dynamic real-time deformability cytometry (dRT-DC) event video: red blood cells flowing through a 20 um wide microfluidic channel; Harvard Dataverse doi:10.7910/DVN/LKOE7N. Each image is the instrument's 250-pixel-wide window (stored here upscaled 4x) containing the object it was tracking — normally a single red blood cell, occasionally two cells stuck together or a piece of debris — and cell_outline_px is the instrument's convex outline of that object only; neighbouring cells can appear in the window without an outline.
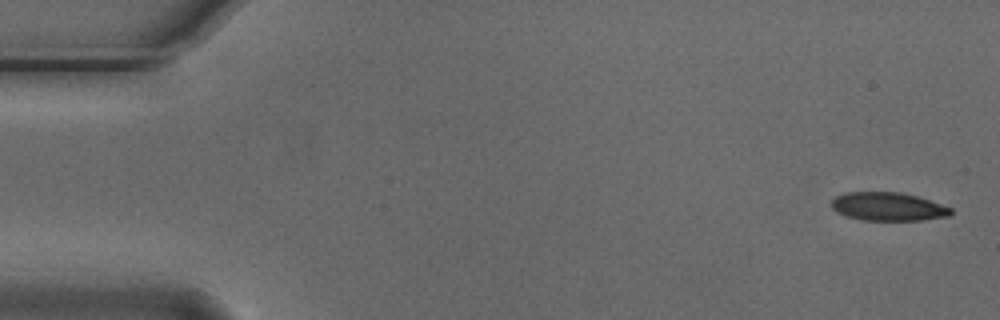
{"species": "Egyptian fruit bat (a non-hibernating species)", "species_latin": "Rousettus aegyptiacus", "temperature_condition": "cold", "stored_images_in_passage": 6, "camera_frame_rate_fps": 3000, "um_per_image_px": 0.085, "animal": {"sex": "male"}, "frame": {"image": 1, "passage_image": 1, "time_ms": 0.0, "image_size_px": [1000, 320], "cell_outline_px": [[952, 212], [948, 216], [920, 220], [860, 220], [836, 212], [832, 208], [832, 200], [836, 196], [844, 192], [900, 192], [916, 196], [952, 208]], "centroid_in_image_um": [75.45, 17.56], "position_along_channel_um": 9.6, "area_um2": 19.59}}
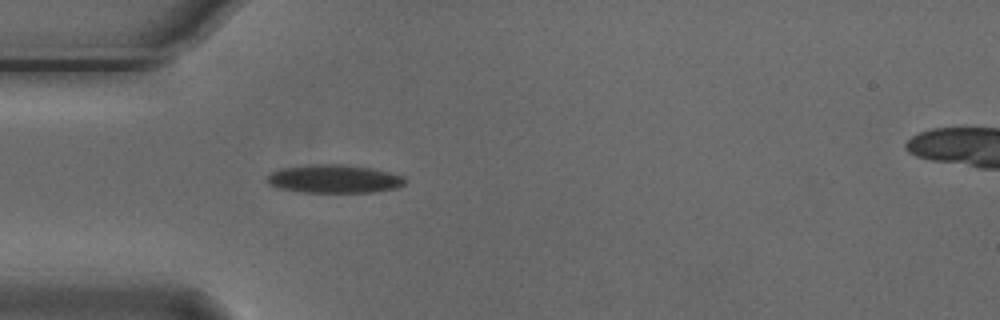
{"frame": {"image": 2, "passage_image": 5, "time_ms": 1.333, "image_size_px": [1000, 320], "cell_outline_px": [[408, 180], [404, 184], [396, 188], [372, 192], [300, 192], [280, 188], [268, 184], [268, 176], [272, 172], [280, 168], [316, 164], [344, 164], [372, 168], [404, 176]], "centroid_in_image_um": [28.43, 15.2], "position_along_channel_um": 56.6, "area_um2": 22.72}}